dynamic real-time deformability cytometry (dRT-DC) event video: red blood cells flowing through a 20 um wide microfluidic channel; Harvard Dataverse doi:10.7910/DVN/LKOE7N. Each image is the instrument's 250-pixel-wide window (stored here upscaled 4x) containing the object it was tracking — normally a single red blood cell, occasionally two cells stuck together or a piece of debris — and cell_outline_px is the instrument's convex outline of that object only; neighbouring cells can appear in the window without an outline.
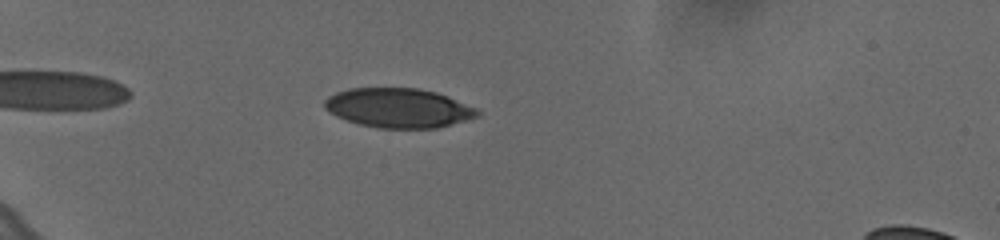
{"species": "human", "species_latin": "Homo sapiens", "temperature_condition": "cold", "stored_images_in_passage": 22, "camera_frame_rate_fps": 3000, "um_per_image_px": 0.085, "donor": {"sex": "female"}, "frame": {"image": 1, "passage_image": 7, "time_ms": 2.0, "image_size_px": [1000, 240], "cell_outline_px": [[480, 116], [436, 128], [380, 128], [360, 124], [336, 116], [328, 112], [324, 108], [324, 100], [328, 96], [336, 92], [348, 88], [416, 88], [436, 92], [448, 96], [476, 108], [480, 112]], "centroid_in_image_um": [33.85, 9.17], "position_along_channel_um": 51.2, "area_um2": 35.08}}
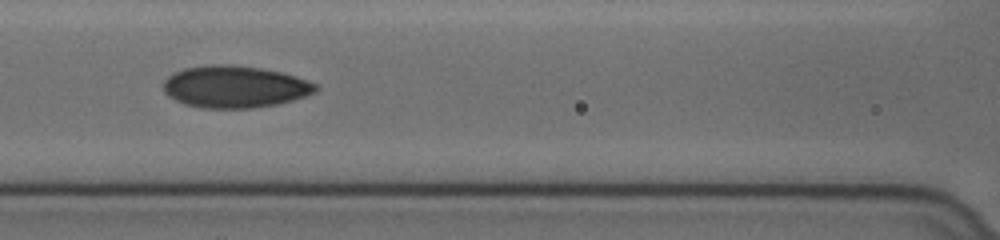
{"frame": {"image": 2, "passage_image": 18, "time_ms": 5.667, "image_size_px": [1000, 240], "cell_outline_px": [[320, 88], [316, 92], [292, 100], [276, 104], [252, 108], [200, 108], [184, 104], [168, 96], [164, 92], [164, 80], [172, 72], [184, 68], [212, 64], [232, 64], [260, 68], [280, 72], [296, 76], [308, 80], [316, 84]], "centroid_in_image_um": [19.94, 7.37], "position_along_channel_um": 146.7, "area_um2": 37.45}}
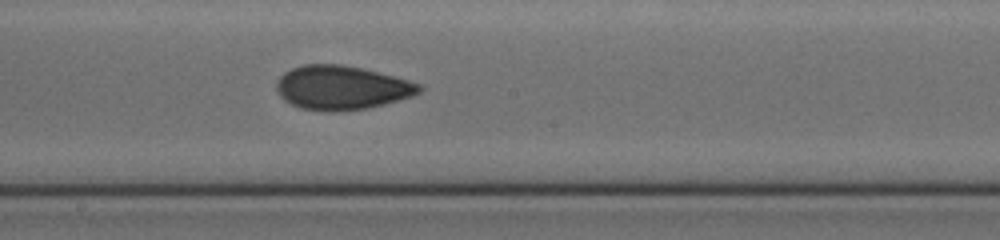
{"frame": {"image": 3, "passage_image": 22, "time_ms": 7.0, "image_size_px": [1000, 240], "cell_outline_px": [[424, 88], [420, 92], [412, 96], [384, 104], [364, 108], [300, 108], [284, 100], [276, 92], [276, 80], [284, 72], [292, 68], [304, 64], [340, 64], [360, 68], [408, 80], [420, 84]], "centroid_in_image_um": [29.02, 7.4], "position_along_channel_um": 219.2, "area_um2": 35.49}}